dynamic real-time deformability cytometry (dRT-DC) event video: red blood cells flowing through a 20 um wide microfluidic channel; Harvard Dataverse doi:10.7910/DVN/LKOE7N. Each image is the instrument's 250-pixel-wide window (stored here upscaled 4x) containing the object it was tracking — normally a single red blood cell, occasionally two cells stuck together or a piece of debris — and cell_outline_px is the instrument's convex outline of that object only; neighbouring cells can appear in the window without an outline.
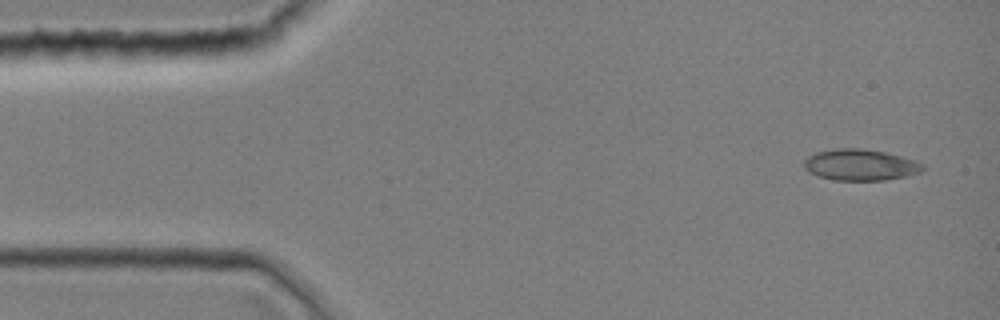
{"species": "common noctule bat (a hibernating species)", "species_latin": "Nyctalus noctula", "temperature_condition": "room temperature", "stored_images_in_passage": 3, "camera_frame_rate_fps": 3000, "um_per_image_px": 0.085, "animal": {"sex": "female", "body_mass_g": 19.0, "forearm_length_mm": 51.5}, "frame": {"image": 1, "passage_image": 1, "time_ms": 0.0, "image_size_px": [1000, 320], "cell_outline_px": [[924, 168], [920, 172], [908, 176], [884, 180], [832, 180], [820, 176], [804, 168], [804, 160], [808, 156], [816, 152], [836, 148], [860, 148], [884, 152], [900, 156], [924, 164]], "centroid_in_image_um": [73.13, 14.01], "position_along_channel_um": 11.9, "area_um2": 21.44}}